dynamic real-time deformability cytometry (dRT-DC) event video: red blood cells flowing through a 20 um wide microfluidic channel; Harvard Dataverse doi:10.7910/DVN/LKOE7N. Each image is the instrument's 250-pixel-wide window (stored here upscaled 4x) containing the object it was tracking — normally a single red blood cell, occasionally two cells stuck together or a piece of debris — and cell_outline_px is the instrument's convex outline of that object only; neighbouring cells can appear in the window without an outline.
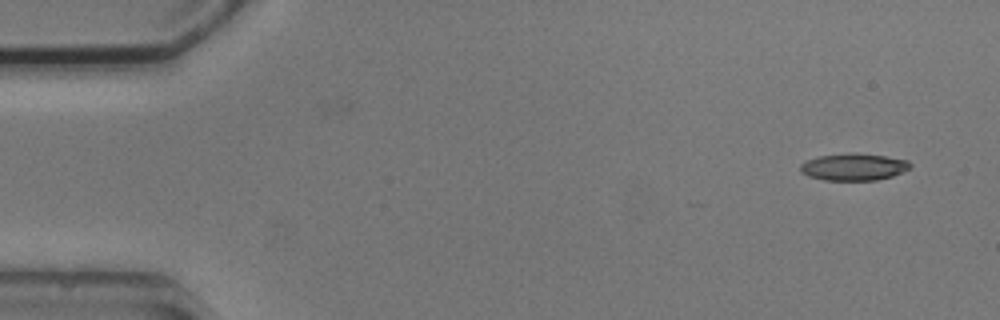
{"species": "common noctule bat (a hibernating species)", "species_latin": "Nyctalus noctula", "temperature_condition": "cold", "stored_images_in_passage": 2, "camera_frame_rate_fps": 3000, "um_per_image_px": 0.085, "animal": {"sex": "male", "body_mass_g": 20.5, "forearm_length_mm": 52.5}, "frame": {"image": 1, "passage_image": 2, "time_ms": 1.333, "image_size_px": [1000, 320], "cell_outline_px": [[912, 164], [908, 168], [892, 176], [876, 180], [824, 180], [808, 176], [800, 172], [800, 164], [808, 160], [820, 156], [884, 156], [908, 160]], "centroid_in_image_um": [72.54, 14.24], "position_along_channel_um": 12.5, "area_um2": 16.24}}